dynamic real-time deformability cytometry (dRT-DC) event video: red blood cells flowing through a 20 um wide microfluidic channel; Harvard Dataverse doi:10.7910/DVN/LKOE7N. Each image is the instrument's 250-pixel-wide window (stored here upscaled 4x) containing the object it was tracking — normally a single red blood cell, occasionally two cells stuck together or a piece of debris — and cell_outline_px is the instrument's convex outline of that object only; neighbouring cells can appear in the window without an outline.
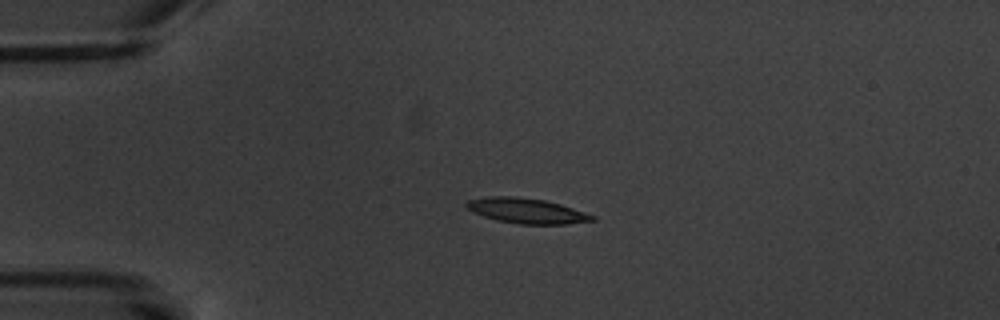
{"species": "common noctule bat (a hibernating species)", "species_latin": "Nyctalus noctula", "temperature_condition": "warm", "stored_images_in_passage": 6, "camera_frame_rate_fps": 3000, "um_per_image_px": 0.085, "animal": {"sex": "male", "body_mass_g": 20.1, "forearm_length_mm": 53.5}, "frame": {"image": 1, "passage_image": 5, "time_ms": 4.333, "image_size_px": [1000, 320], "cell_outline_px": [[596, 220], [568, 224], [520, 224], [496, 220], [472, 212], [464, 204], [468, 200], [488, 196], [512, 196], [544, 200], [560, 204], [596, 216]], "centroid_in_image_um": [44.75, 17.92], "position_along_channel_um": 40.2, "area_um2": 18.38}}
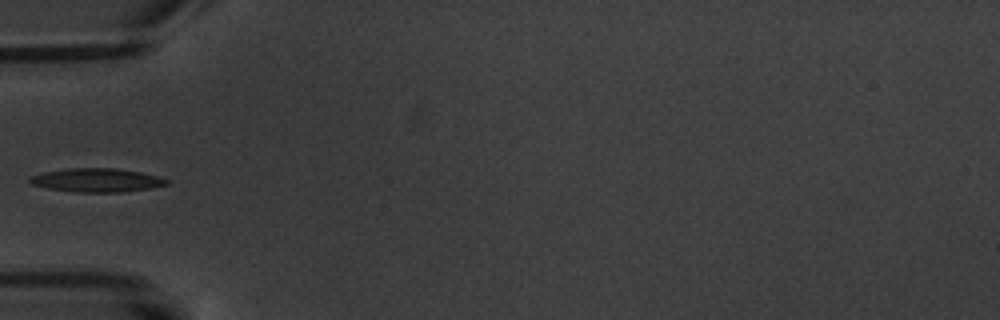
{"frame": {"image": 2, "passage_image": 6, "time_ms": 6.333, "image_size_px": [1000, 320], "cell_outline_px": [[168, 184], [152, 188], [120, 192], [76, 192], [48, 188], [32, 184], [28, 180], [28, 176], [44, 172], [68, 168], [116, 168], [140, 172], [156, 176], [168, 180]], "centroid_in_image_um": [8.19, 15.31], "position_along_channel_um": 76.8, "area_um2": 18.79}}